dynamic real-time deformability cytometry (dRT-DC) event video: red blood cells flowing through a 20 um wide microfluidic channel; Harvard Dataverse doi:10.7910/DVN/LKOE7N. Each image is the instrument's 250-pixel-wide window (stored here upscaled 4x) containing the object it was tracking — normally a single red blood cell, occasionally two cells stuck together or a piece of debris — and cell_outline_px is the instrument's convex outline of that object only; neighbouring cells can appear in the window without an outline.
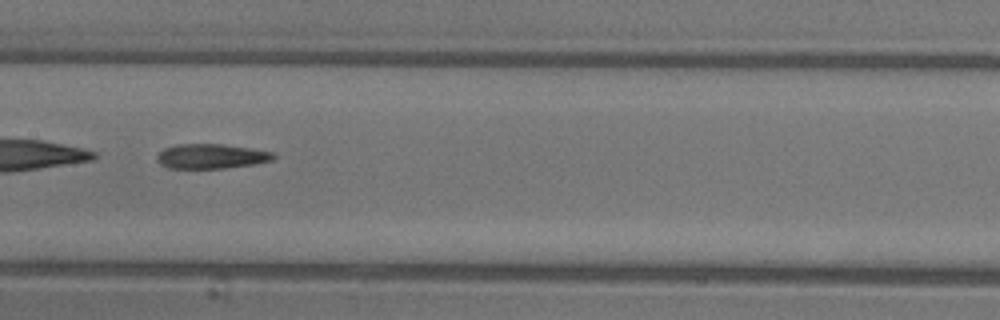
{"species": "common noctule bat (a hibernating species)", "species_latin": "Nyctalus noctula", "temperature_condition": "warm", "stored_images_in_passage": 29, "camera_frame_rate_fps": 3000, "um_per_image_px": 0.085, "animal": {"sex": "female"}, "frame": {"image": 1, "passage_image": 9, "time_ms": 2.667, "image_size_px": [1000, 320], "cell_outline_px": [[276, 156], [272, 160], [252, 164], [224, 168], [168, 168], [160, 164], [156, 160], [156, 156], [164, 148], [176, 144], [220, 144], [252, 148], [272, 152]], "centroid_in_image_um": [17.92, 13.28], "position_along_channel_um": 189.5, "area_um2": 16.7}}